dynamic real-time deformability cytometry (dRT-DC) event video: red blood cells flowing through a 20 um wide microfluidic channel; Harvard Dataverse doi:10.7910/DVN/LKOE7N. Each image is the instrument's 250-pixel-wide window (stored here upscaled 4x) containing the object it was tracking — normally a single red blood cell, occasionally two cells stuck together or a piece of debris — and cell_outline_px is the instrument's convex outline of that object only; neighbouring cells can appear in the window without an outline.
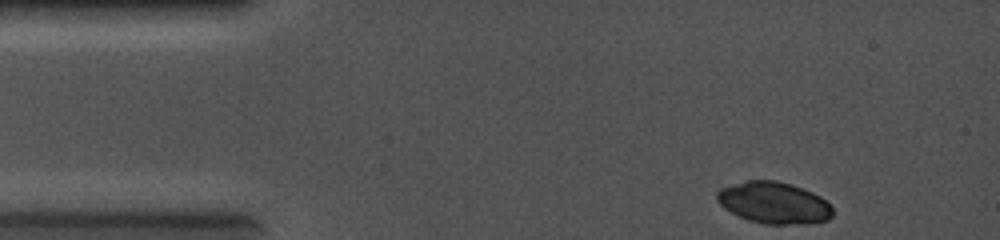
{"species": "common noctule bat (a hibernating species)", "species_latin": "Nyctalus noctula", "temperature_condition": "cold", "stored_images_in_passage": 12, "camera_frame_rate_fps": 5000, "um_per_image_px": 0.085, "animal": {"sex": "female", "body_mass_g": 19.0, "forearm_length_mm": 56.7}, "frame": {"image": 1, "passage_image": 1, "time_ms": 0.0, "image_size_px": [1000, 240], "cell_outline_px": [[832, 216], [828, 220], [808, 224], [764, 224], [748, 220], [724, 208], [716, 200], [716, 192], [720, 188], [744, 180], [776, 180], [792, 184], [812, 192], [820, 196], [832, 208]], "centroid_in_image_um": [65.76, 17.23], "position_along_channel_um": 19.2, "area_um2": 28.21}}
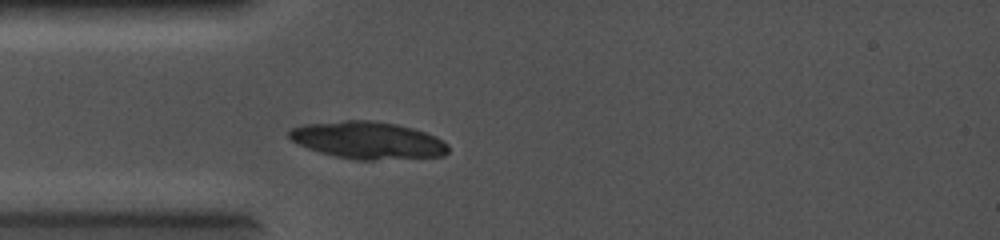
{"frame": {"image": 2, "passage_image": 12, "time_ms": 2.2, "image_size_px": [1000, 240], "cell_outline_px": [[448, 152], [444, 156], [376, 160], [356, 160], [336, 156], [320, 152], [308, 148], [292, 140], [288, 136], [288, 132], [292, 128], [304, 124], [344, 120], [372, 120], [396, 124], [412, 128], [436, 136], [448, 144]], "centroid_in_image_um": [31.28, 11.92], "position_along_channel_um": 53.7, "area_um2": 34.51}}